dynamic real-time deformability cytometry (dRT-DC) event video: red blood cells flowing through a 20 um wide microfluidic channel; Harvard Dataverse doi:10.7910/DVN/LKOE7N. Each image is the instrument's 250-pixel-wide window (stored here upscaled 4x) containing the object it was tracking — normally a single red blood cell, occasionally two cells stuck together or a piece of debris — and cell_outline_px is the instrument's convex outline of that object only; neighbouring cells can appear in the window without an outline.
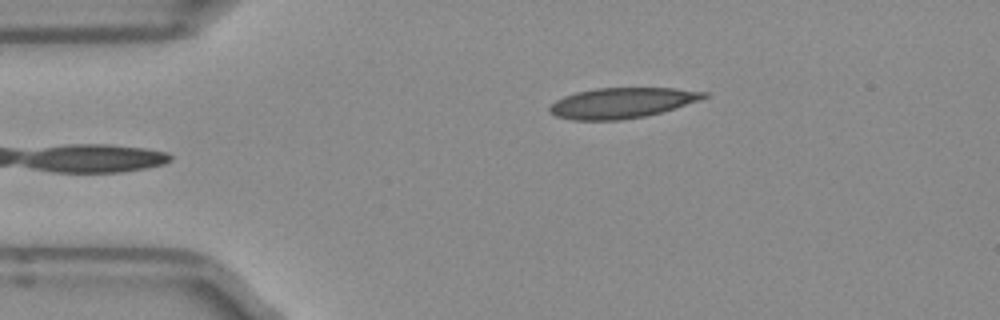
{"species": "Egyptian fruit bat (a non-hibernating species)", "species_latin": "Rousettus aegyptiacus", "temperature_condition": "room temperature", "stored_images_in_passage": 3, "camera_frame_rate_fps": 3000, "um_per_image_px": 0.085, "frame": {"image": 1, "passage_image": 3, "time_ms": 0.667, "image_size_px": [1000, 320], "cell_outline_px": [[708, 96], [700, 100], [660, 112], [644, 116], [620, 120], [572, 120], [556, 116], [548, 112], [548, 108], [556, 100], [564, 96], [576, 92], [596, 88], [672, 88], [708, 92]], "centroid_in_image_um": [52.82, 8.74], "position_along_channel_um": 32.2, "area_um2": 27.22}}